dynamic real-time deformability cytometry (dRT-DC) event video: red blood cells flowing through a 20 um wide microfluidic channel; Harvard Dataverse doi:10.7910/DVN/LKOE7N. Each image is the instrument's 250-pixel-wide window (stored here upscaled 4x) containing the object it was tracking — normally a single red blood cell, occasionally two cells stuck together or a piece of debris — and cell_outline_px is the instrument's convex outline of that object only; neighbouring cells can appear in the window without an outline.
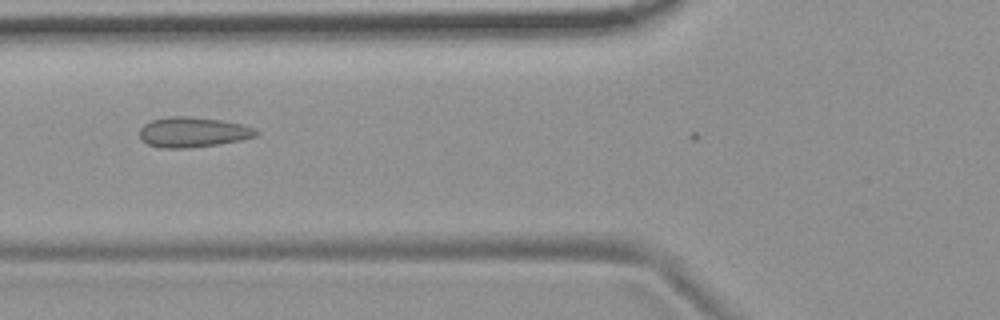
{"species": "common noctule bat (a hibernating species)", "species_latin": "Nyctalus noctula", "temperature_condition": "room temperature", "stored_images_in_passage": 4, "camera_frame_rate_fps": 3000, "um_per_image_px": 0.085, "animal": {"sex": "female", "body_mass_g": 19.9}, "frame": {"image": 1, "passage_image": 3, "time_ms": 2.333, "image_size_px": [1000, 320], "cell_outline_px": [[260, 132], [256, 136], [240, 140], [220, 144], [188, 148], [160, 148], [148, 144], [140, 140], [140, 128], [144, 124], [152, 120], [168, 116], [188, 116], [220, 120], [240, 124], [256, 128]], "centroid_in_image_um": [16.38, 11.24], "position_along_channel_um": 109.4, "area_um2": 20.58}}